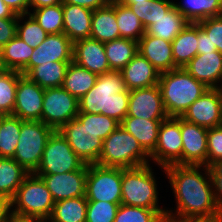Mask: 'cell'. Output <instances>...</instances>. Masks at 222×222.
<instances>
[{"label":"cell","mask_w":222,"mask_h":222,"mask_svg":"<svg viewBox=\"0 0 222 222\" xmlns=\"http://www.w3.org/2000/svg\"><path fill=\"white\" fill-rule=\"evenodd\" d=\"M173 222H222V218H182L173 216Z\"/></svg>","instance_id":"db71d44e"},{"label":"cell","mask_w":222,"mask_h":222,"mask_svg":"<svg viewBox=\"0 0 222 222\" xmlns=\"http://www.w3.org/2000/svg\"><path fill=\"white\" fill-rule=\"evenodd\" d=\"M182 145L180 117H167L161 122L156 148L150 154V160L161 169L173 164L182 165Z\"/></svg>","instance_id":"8fae6325"},{"label":"cell","mask_w":222,"mask_h":222,"mask_svg":"<svg viewBox=\"0 0 222 222\" xmlns=\"http://www.w3.org/2000/svg\"><path fill=\"white\" fill-rule=\"evenodd\" d=\"M1 51L5 69L21 72L28 65L34 48L27 45L16 35L1 48Z\"/></svg>","instance_id":"d6a6232c"},{"label":"cell","mask_w":222,"mask_h":222,"mask_svg":"<svg viewBox=\"0 0 222 222\" xmlns=\"http://www.w3.org/2000/svg\"><path fill=\"white\" fill-rule=\"evenodd\" d=\"M3 2L17 15H25L30 12L29 0H3Z\"/></svg>","instance_id":"f907efd6"},{"label":"cell","mask_w":222,"mask_h":222,"mask_svg":"<svg viewBox=\"0 0 222 222\" xmlns=\"http://www.w3.org/2000/svg\"><path fill=\"white\" fill-rule=\"evenodd\" d=\"M59 132L84 164H97L103 140L98 138L96 133L86 125H82L77 118L66 123Z\"/></svg>","instance_id":"7c38bea8"},{"label":"cell","mask_w":222,"mask_h":222,"mask_svg":"<svg viewBox=\"0 0 222 222\" xmlns=\"http://www.w3.org/2000/svg\"><path fill=\"white\" fill-rule=\"evenodd\" d=\"M163 120L125 117L120 125L129 132L150 155L156 148L159 128Z\"/></svg>","instance_id":"d4e9b609"},{"label":"cell","mask_w":222,"mask_h":222,"mask_svg":"<svg viewBox=\"0 0 222 222\" xmlns=\"http://www.w3.org/2000/svg\"><path fill=\"white\" fill-rule=\"evenodd\" d=\"M182 136V165L207 166L208 128L188 122L180 117Z\"/></svg>","instance_id":"ac0fdd59"},{"label":"cell","mask_w":222,"mask_h":222,"mask_svg":"<svg viewBox=\"0 0 222 222\" xmlns=\"http://www.w3.org/2000/svg\"><path fill=\"white\" fill-rule=\"evenodd\" d=\"M189 23L190 22L173 5L162 17L156 20L154 24H151L145 32L151 36L172 42Z\"/></svg>","instance_id":"83f0119b"},{"label":"cell","mask_w":222,"mask_h":222,"mask_svg":"<svg viewBox=\"0 0 222 222\" xmlns=\"http://www.w3.org/2000/svg\"><path fill=\"white\" fill-rule=\"evenodd\" d=\"M73 62L98 76L111 71L104 43L92 38L73 43Z\"/></svg>","instance_id":"d6986e66"},{"label":"cell","mask_w":222,"mask_h":222,"mask_svg":"<svg viewBox=\"0 0 222 222\" xmlns=\"http://www.w3.org/2000/svg\"><path fill=\"white\" fill-rule=\"evenodd\" d=\"M166 209H148L120 204L114 222H155Z\"/></svg>","instance_id":"60d3db41"},{"label":"cell","mask_w":222,"mask_h":222,"mask_svg":"<svg viewBox=\"0 0 222 222\" xmlns=\"http://www.w3.org/2000/svg\"><path fill=\"white\" fill-rule=\"evenodd\" d=\"M171 44L174 65L184 68L197 55L198 24L189 23Z\"/></svg>","instance_id":"484cf974"},{"label":"cell","mask_w":222,"mask_h":222,"mask_svg":"<svg viewBox=\"0 0 222 222\" xmlns=\"http://www.w3.org/2000/svg\"><path fill=\"white\" fill-rule=\"evenodd\" d=\"M87 204L85 196L55 202L50 218L54 222H86Z\"/></svg>","instance_id":"836d02e7"},{"label":"cell","mask_w":222,"mask_h":222,"mask_svg":"<svg viewBox=\"0 0 222 222\" xmlns=\"http://www.w3.org/2000/svg\"><path fill=\"white\" fill-rule=\"evenodd\" d=\"M21 76L20 72L13 70H5L0 73V113L13 114L18 79Z\"/></svg>","instance_id":"74e56055"},{"label":"cell","mask_w":222,"mask_h":222,"mask_svg":"<svg viewBox=\"0 0 222 222\" xmlns=\"http://www.w3.org/2000/svg\"><path fill=\"white\" fill-rule=\"evenodd\" d=\"M61 3L62 0H29V8L32 10L44 6H54Z\"/></svg>","instance_id":"f5cc1de1"},{"label":"cell","mask_w":222,"mask_h":222,"mask_svg":"<svg viewBox=\"0 0 222 222\" xmlns=\"http://www.w3.org/2000/svg\"><path fill=\"white\" fill-rule=\"evenodd\" d=\"M109 67L113 71H121L138 53V42L118 38L104 43Z\"/></svg>","instance_id":"4dcf8cb0"},{"label":"cell","mask_w":222,"mask_h":222,"mask_svg":"<svg viewBox=\"0 0 222 222\" xmlns=\"http://www.w3.org/2000/svg\"><path fill=\"white\" fill-rule=\"evenodd\" d=\"M54 204L42 178L29 173L8 202V209L18 215L41 218L51 216Z\"/></svg>","instance_id":"8992f818"},{"label":"cell","mask_w":222,"mask_h":222,"mask_svg":"<svg viewBox=\"0 0 222 222\" xmlns=\"http://www.w3.org/2000/svg\"><path fill=\"white\" fill-rule=\"evenodd\" d=\"M42 178L54 202L85 196L87 164L80 170L62 174H35Z\"/></svg>","instance_id":"e0dca14e"},{"label":"cell","mask_w":222,"mask_h":222,"mask_svg":"<svg viewBox=\"0 0 222 222\" xmlns=\"http://www.w3.org/2000/svg\"><path fill=\"white\" fill-rule=\"evenodd\" d=\"M183 69L208 88L222 89V54L219 51L196 55Z\"/></svg>","instance_id":"ffe728a7"},{"label":"cell","mask_w":222,"mask_h":222,"mask_svg":"<svg viewBox=\"0 0 222 222\" xmlns=\"http://www.w3.org/2000/svg\"><path fill=\"white\" fill-rule=\"evenodd\" d=\"M8 210V203L0 197V222H3L4 215Z\"/></svg>","instance_id":"9f6ffc18"},{"label":"cell","mask_w":222,"mask_h":222,"mask_svg":"<svg viewBox=\"0 0 222 222\" xmlns=\"http://www.w3.org/2000/svg\"><path fill=\"white\" fill-rule=\"evenodd\" d=\"M116 1L124 6H128L129 4L138 3V2H146L147 0H116Z\"/></svg>","instance_id":"6f0895ef"},{"label":"cell","mask_w":222,"mask_h":222,"mask_svg":"<svg viewBox=\"0 0 222 222\" xmlns=\"http://www.w3.org/2000/svg\"><path fill=\"white\" fill-rule=\"evenodd\" d=\"M5 67L3 65V62H2V51H1V48H0V73H2L3 71H5Z\"/></svg>","instance_id":"94428289"},{"label":"cell","mask_w":222,"mask_h":222,"mask_svg":"<svg viewBox=\"0 0 222 222\" xmlns=\"http://www.w3.org/2000/svg\"><path fill=\"white\" fill-rule=\"evenodd\" d=\"M163 170L169 179L177 204L175 213L166 209L167 215L182 218H221L208 166L173 164Z\"/></svg>","instance_id":"6da1fadb"},{"label":"cell","mask_w":222,"mask_h":222,"mask_svg":"<svg viewBox=\"0 0 222 222\" xmlns=\"http://www.w3.org/2000/svg\"><path fill=\"white\" fill-rule=\"evenodd\" d=\"M5 114L0 113V127H1V123H2V119L5 117Z\"/></svg>","instance_id":"6125c7cd"},{"label":"cell","mask_w":222,"mask_h":222,"mask_svg":"<svg viewBox=\"0 0 222 222\" xmlns=\"http://www.w3.org/2000/svg\"><path fill=\"white\" fill-rule=\"evenodd\" d=\"M3 222H34V217L18 215L8 209L4 215Z\"/></svg>","instance_id":"816d5d0a"},{"label":"cell","mask_w":222,"mask_h":222,"mask_svg":"<svg viewBox=\"0 0 222 222\" xmlns=\"http://www.w3.org/2000/svg\"><path fill=\"white\" fill-rule=\"evenodd\" d=\"M18 17L0 19V48L16 36Z\"/></svg>","instance_id":"7dc6e473"},{"label":"cell","mask_w":222,"mask_h":222,"mask_svg":"<svg viewBox=\"0 0 222 222\" xmlns=\"http://www.w3.org/2000/svg\"><path fill=\"white\" fill-rule=\"evenodd\" d=\"M196 125L213 128L222 125V89L209 88L181 116Z\"/></svg>","instance_id":"4fadbf2b"},{"label":"cell","mask_w":222,"mask_h":222,"mask_svg":"<svg viewBox=\"0 0 222 222\" xmlns=\"http://www.w3.org/2000/svg\"><path fill=\"white\" fill-rule=\"evenodd\" d=\"M90 38L103 43L120 38L116 18V0L93 10Z\"/></svg>","instance_id":"cb8c5ba5"},{"label":"cell","mask_w":222,"mask_h":222,"mask_svg":"<svg viewBox=\"0 0 222 222\" xmlns=\"http://www.w3.org/2000/svg\"><path fill=\"white\" fill-rule=\"evenodd\" d=\"M79 100L62 87L46 88L43 97L42 122L59 131L77 117Z\"/></svg>","instance_id":"30bf717a"},{"label":"cell","mask_w":222,"mask_h":222,"mask_svg":"<svg viewBox=\"0 0 222 222\" xmlns=\"http://www.w3.org/2000/svg\"><path fill=\"white\" fill-rule=\"evenodd\" d=\"M158 85L168 117H181L209 89L183 68L160 73Z\"/></svg>","instance_id":"3957f363"},{"label":"cell","mask_w":222,"mask_h":222,"mask_svg":"<svg viewBox=\"0 0 222 222\" xmlns=\"http://www.w3.org/2000/svg\"><path fill=\"white\" fill-rule=\"evenodd\" d=\"M55 61H73V42L64 33L48 34L46 39L34 48L28 65L20 73L26 75L35 66Z\"/></svg>","instance_id":"5bb4252c"},{"label":"cell","mask_w":222,"mask_h":222,"mask_svg":"<svg viewBox=\"0 0 222 222\" xmlns=\"http://www.w3.org/2000/svg\"><path fill=\"white\" fill-rule=\"evenodd\" d=\"M76 118L103 141L120 125L114 118L103 114L78 113Z\"/></svg>","instance_id":"b9f144b4"},{"label":"cell","mask_w":222,"mask_h":222,"mask_svg":"<svg viewBox=\"0 0 222 222\" xmlns=\"http://www.w3.org/2000/svg\"><path fill=\"white\" fill-rule=\"evenodd\" d=\"M129 90L120 71L99 75L93 88L79 100V113L103 114L121 123L127 116Z\"/></svg>","instance_id":"7a4b0ae2"},{"label":"cell","mask_w":222,"mask_h":222,"mask_svg":"<svg viewBox=\"0 0 222 222\" xmlns=\"http://www.w3.org/2000/svg\"><path fill=\"white\" fill-rule=\"evenodd\" d=\"M197 24L207 33L213 46H216L217 51L222 54V15L209 17Z\"/></svg>","instance_id":"f6af8a7d"},{"label":"cell","mask_w":222,"mask_h":222,"mask_svg":"<svg viewBox=\"0 0 222 222\" xmlns=\"http://www.w3.org/2000/svg\"><path fill=\"white\" fill-rule=\"evenodd\" d=\"M126 117L146 120H164L168 116L163 106L159 85L129 91V104Z\"/></svg>","instance_id":"2e32d148"},{"label":"cell","mask_w":222,"mask_h":222,"mask_svg":"<svg viewBox=\"0 0 222 222\" xmlns=\"http://www.w3.org/2000/svg\"><path fill=\"white\" fill-rule=\"evenodd\" d=\"M174 6L190 23L222 15V0H184V4L174 2Z\"/></svg>","instance_id":"1f68e13d"},{"label":"cell","mask_w":222,"mask_h":222,"mask_svg":"<svg viewBox=\"0 0 222 222\" xmlns=\"http://www.w3.org/2000/svg\"><path fill=\"white\" fill-rule=\"evenodd\" d=\"M10 17H18L6 4L3 0H0V19L2 18H10Z\"/></svg>","instance_id":"11a10c76"},{"label":"cell","mask_w":222,"mask_h":222,"mask_svg":"<svg viewBox=\"0 0 222 222\" xmlns=\"http://www.w3.org/2000/svg\"><path fill=\"white\" fill-rule=\"evenodd\" d=\"M21 119L6 115L0 127V157L13 158L19 142Z\"/></svg>","instance_id":"e575fe53"},{"label":"cell","mask_w":222,"mask_h":222,"mask_svg":"<svg viewBox=\"0 0 222 222\" xmlns=\"http://www.w3.org/2000/svg\"><path fill=\"white\" fill-rule=\"evenodd\" d=\"M97 78V74L72 61L67 68L62 88L80 100V98L93 88Z\"/></svg>","instance_id":"f1b7e54d"},{"label":"cell","mask_w":222,"mask_h":222,"mask_svg":"<svg viewBox=\"0 0 222 222\" xmlns=\"http://www.w3.org/2000/svg\"><path fill=\"white\" fill-rule=\"evenodd\" d=\"M207 140V166L219 164L222 161V125L208 128Z\"/></svg>","instance_id":"ee69618b"},{"label":"cell","mask_w":222,"mask_h":222,"mask_svg":"<svg viewBox=\"0 0 222 222\" xmlns=\"http://www.w3.org/2000/svg\"><path fill=\"white\" fill-rule=\"evenodd\" d=\"M155 222H173V216L165 214L160 216Z\"/></svg>","instance_id":"680465c9"},{"label":"cell","mask_w":222,"mask_h":222,"mask_svg":"<svg viewBox=\"0 0 222 222\" xmlns=\"http://www.w3.org/2000/svg\"><path fill=\"white\" fill-rule=\"evenodd\" d=\"M152 167L145 164L122 168L121 204L148 209H163L158 204L157 181Z\"/></svg>","instance_id":"5b68a950"},{"label":"cell","mask_w":222,"mask_h":222,"mask_svg":"<svg viewBox=\"0 0 222 222\" xmlns=\"http://www.w3.org/2000/svg\"><path fill=\"white\" fill-rule=\"evenodd\" d=\"M121 203L88 201L86 222H114Z\"/></svg>","instance_id":"7bdbcfd3"},{"label":"cell","mask_w":222,"mask_h":222,"mask_svg":"<svg viewBox=\"0 0 222 222\" xmlns=\"http://www.w3.org/2000/svg\"><path fill=\"white\" fill-rule=\"evenodd\" d=\"M28 174L13 158L0 157V197L8 203Z\"/></svg>","instance_id":"4316f807"},{"label":"cell","mask_w":222,"mask_h":222,"mask_svg":"<svg viewBox=\"0 0 222 222\" xmlns=\"http://www.w3.org/2000/svg\"><path fill=\"white\" fill-rule=\"evenodd\" d=\"M173 0H147L129 4L128 7L139 18L145 30L163 16L172 6Z\"/></svg>","instance_id":"d590c367"},{"label":"cell","mask_w":222,"mask_h":222,"mask_svg":"<svg viewBox=\"0 0 222 222\" xmlns=\"http://www.w3.org/2000/svg\"><path fill=\"white\" fill-rule=\"evenodd\" d=\"M53 131L42 121L21 120L20 138L13 159L29 173H34L41 163L47 140Z\"/></svg>","instance_id":"52a82bcc"},{"label":"cell","mask_w":222,"mask_h":222,"mask_svg":"<svg viewBox=\"0 0 222 222\" xmlns=\"http://www.w3.org/2000/svg\"><path fill=\"white\" fill-rule=\"evenodd\" d=\"M209 174L212 181L214 197L220 217L222 218V166L215 164L208 166Z\"/></svg>","instance_id":"bcb514c9"},{"label":"cell","mask_w":222,"mask_h":222,"mask_svg":"<svg viewBox=\"0 0 222 222\" xmlns=\"http://www.w3.org/2000/svg\"><path fill=\"white\" fill-rule=\"evenodd\" d=\"M122 168L87 165L85 197L88 201L121 203Z\"/></svg>","instance_id":"ba28073f"},{"label":"cell","mask_w":222,"mask_h":222,"mask_svg":"<svg viewBox=\"0 0 222 222\" xmlns=\"http://www.w3.org/2000/svg\"><path fill=\"white\" fill-rule=\"evenodd\" d=\"M93 10L72 4H63V33L74 43L90 38Z\"/></svg>","instance_id":"603a6c76"},{"label":"cell","mask_w":222,"mask_h":222,"mask_svg":"<svg viewBox=\"0 0 222 222\" xmlns=\"http://www.w3.org/2000/svg\"><path fill=\"white\" fill-rule=\"evenodd\" d=\"M34 222H54L50 217L35 218Z\"/></svg>","instance_id":"91938a15"},{"label":"cell","mask_w":222,"mask_h":222,"mask_svg":"<svg viewBox=\"0 0 222 222\" xmlns=\"http://www.w3.org/2000/svg\"><path fill=\"white\" fill-rule=\"evenodd\" d=\"M217 51L216 46H213L210 37L207 33L198 25V44L197 55L205 54V52Z\"/></svg>","instance_id":"c3c4849f"},{"label":"cell","mask_w":222,"mask_h":222,"mask_svg":"<svg viewBox=\"0 0 222 222\" xmlns=\"http://www.w3.org/2000/svg\"><path fill=\"white\" fill-rule=\"evenodd\" d=\"M71 62H48L33 67L25 76L41 88L62 87L67 68Z\"/></svg>","instance_id":"f546056e"},{"label":"cell","mask_w":222,"mask_h":222,"mask_svg":"<svg viewBox=\"0 0 222 222\" xmlns=\"http://www.w3.org/2000/svg\"><path fill=\"white\" fill-rule=\"evenodd\" d=\"M138 52L144 56L159 73L177 69L174 65L171 42L145 34L138 41Z\"/></svg>","instance_id":"44dd1931"},{"label":"cell","mask_w":222,"mask_h":222,"mask_svg":"<svg viewBox=\"0 0 222 222\" xmlns=\"http://www.w3.org/2000/svg\"><path fill=\"white\" fill-rule=\"evenodd\" d=\"M110 0H62V4H72L87 9L96 10L107 5Z\"/></svg>","instance_id":"681fc988"},{"label":"cell","mask_w":222,"mask_h":222,"mask_svg":"<svg viewBox=\"0 0 222 222\" xmlns=\"http://www.w3.org/2000/svg\"><path fill=\"white\" fill-rule=\"evenodd\" d=\"M116 18L120 38L131 39L138 42L145 34V28L143 27L139 18L128 6H124L117 1Z\"/></svg>","instance_id":"8d00e7d4"},{"label":"cell","mask_w":222,"mask_h":222,"mask_svg":"<svg viewBox=\"0 0 222 222\" xmlns=\"http://www.w3.org/2000/svg\"><path fill=\"white\" fill-rule=\"evenodd\" d=\"M29 14L48 33H63V4L44 6L31 10Z\"/></svg>","instance_id":"f35d334b"},{"label":"cell","mask_w":222,"mask_h":222,"mask_svg":"<svg viewBox=\"0 0 222 222\" xmlns=\"http://www.w3.org/2000/svg\"><path fill=\"white\" fill-rule=\"evenodd\" d=\"M45 89L22 75L18 79L13 116L23 121H42Z\"/></svg>","instance_id":"9a60e30c"},{"label":"cell","mask_w":222,"mask_h":222,"mask_svg":"<svg viewBox=\"0 0 222 222\" xmlns=\"http://www.w3.org/2000/svg\"><path fill=\"white\" fill-rule=\"evenodd\" d=\"M16 35L30 47L36 48L46 39L48 33L30 14H23L18 15Z\"/></svg>","instance_id":"ab89813d"},{"label":"cell","mask_w":222,"mask_h":222,"mask_svg":"<svg viewBox=\"0 0 222 222\" xmlns=\"http://www.w3.org/2000/svg\"><path fill=\"white\" fill-rule=\"evenodd\" d=\"M84 165L66 138L59 131H53L47 140L41 163L34 174H62L80 170Z\"/></svg>","instance_id":"9c48e42d"},{"label":"cell","mask_w":222,"mask_h":222,"mask_svg":"<svg viewBox=\"0 0 222 222\" xmlns=\"http://www.w3.org/2000/svg\"><path fill=\"white\" fill-rule=\"evenodd\" d=\"M150 155L119 125L104 141L97 164L104 167L132 168L149 164Z\"/></svg>","instance_id":"277c9868"},{"label":"cell","mask_w":222,"mask_h":222,"mask_svg":"<svg viewBox=\"0 0 222 222\" xmlns=\"http://www.w3.org/2000/svg\"><path fill=\"white\" fill-rule=\"evenodd\" d=\"M120 72L129 91L149 88L159 82L160 73L139 52Z\"/></svg>","instance_id":"7402d4cb"}]
</instances>
